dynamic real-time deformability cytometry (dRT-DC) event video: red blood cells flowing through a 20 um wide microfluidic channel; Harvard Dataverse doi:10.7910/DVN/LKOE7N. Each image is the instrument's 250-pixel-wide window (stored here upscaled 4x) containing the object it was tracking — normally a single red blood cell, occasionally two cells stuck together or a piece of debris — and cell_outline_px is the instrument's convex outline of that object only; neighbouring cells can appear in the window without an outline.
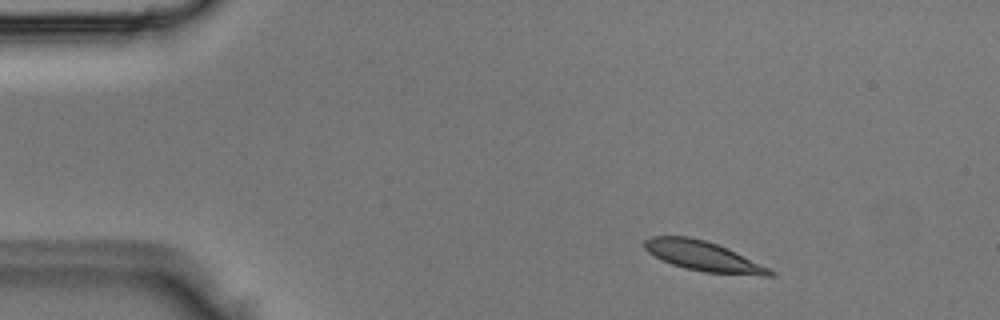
{"species": "Egyptian fruit bat (a non-hibernating species)", "species_latin": "Rousettus aegyptiacus", "temperature_condition": "room temperature", "stored_images_in_passage": 3, "camera_frame_rate_fps": 3000, "um_per_image_px": 0.085, "animal": {"sex": "male"}, "frame": {"image": 1, "passage_image": 1, "time_ms": 0.0, "image_size_px": [1000, 320], "cell_outline_px": [[776, 276], [764, 276], [704, 272], [684, 268], [672, 264], [648, 252], [644, 248], [644, 240], [652, 236], [688, 236], [704, 240], [728, 248], [776, 272]], "centroid_in_image_um": [59.78, 21.78], "position_along_channel_um": 25.2, "area_um2": 21.62}}